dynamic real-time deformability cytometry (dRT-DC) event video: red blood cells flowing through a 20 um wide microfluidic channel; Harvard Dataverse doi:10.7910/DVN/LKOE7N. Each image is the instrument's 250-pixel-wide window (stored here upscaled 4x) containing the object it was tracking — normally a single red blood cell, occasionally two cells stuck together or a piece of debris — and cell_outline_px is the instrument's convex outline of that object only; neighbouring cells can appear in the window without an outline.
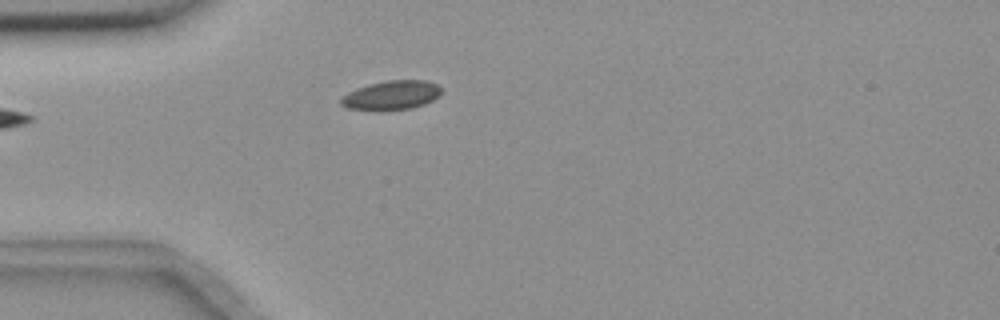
{"species": "common noctule bat (a hibernating species)", "species_latin": "Nyctalus noctula", "temperature_condition": "room temperature", "stored_images_in_passage": 2, "camera_frame_rate_fps": 3000, "um_per_image_px": 0.085, "animal": {"sex": "female", "body_mass_g": 18.4}, "frame": {"image": 1, "passage_image": 2, "time_ms": 0.333, "image_size_px": [1000, 320], "cell_outline_px": [[440, 96], [424, 104], [412, 108], [348, 108], [340, 104], [340, 100], [348, 92], [356, 88], [368, 84], [384, 80], [424, 80], [436, 84], [440, 88]], "centroid_in_image_um": [33.3, 8.05], "position_along_channel_um": 51.7, "area_um2": 16.42}}